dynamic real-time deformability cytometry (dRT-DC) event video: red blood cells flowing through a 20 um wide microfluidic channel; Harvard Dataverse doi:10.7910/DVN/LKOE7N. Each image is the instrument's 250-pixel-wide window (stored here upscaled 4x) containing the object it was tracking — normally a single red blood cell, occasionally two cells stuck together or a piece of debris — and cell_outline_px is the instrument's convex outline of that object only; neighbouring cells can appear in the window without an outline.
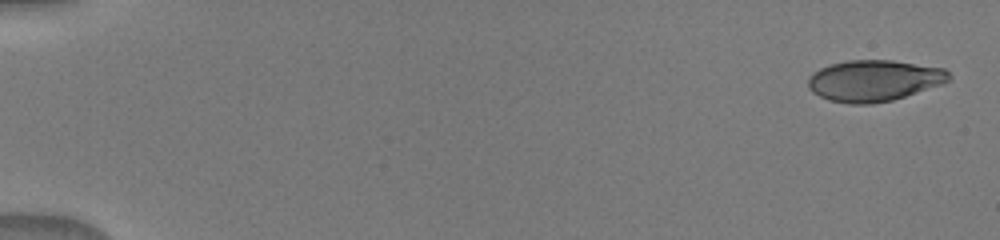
{"species": "human", "species_latin": "Homo sapiens", "temperature_condition": "warm", "stored_images_in_passage": 46, "camera_frame_rate_fps": 3000, "um_per_image_px": 0.085, "donor": {"sex": "male"}, "frame": {"image": 1, "passage_image": 1, "time_ms": 0.0, "image_size_px": [1000, 240], "cell_outline_px": [[952, 80], [944, 84], [892, 100], [872, 104], [848, 104], [828, 100], [812, 92], [808, 88], [808, 76], [812, 72], [820, 68], [832, 64], [848, 60], [892, 60], [944, 68], [952, 76]], "centroid_in_image_um": [74.3, 6.86], "position_along_channel_um": 10.7, "area_um2": 34.16}}
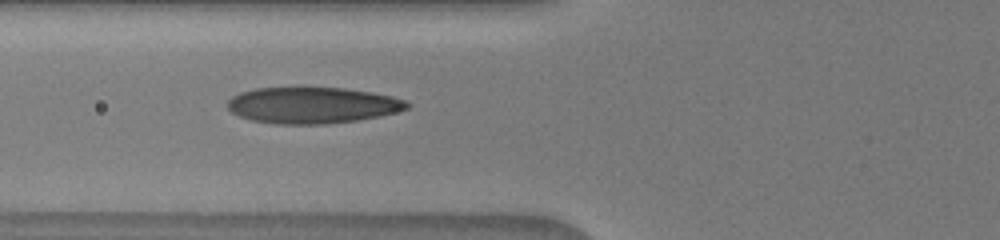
{"frame": {"image": 2, "passage_image": 19, "time_ms": 6.333, "image_size_px": [1000, 240], "cell_outline_px": [[412, 104], [408, 108], [380, 116], [356, 120], [324, 124], [276, 124], [252, 120], [240, 116], [232, 112], [228, 108], [228, 100], [232, 96], [240, 92], [256, 88], [344, 88], [372, 92], [392, 96], [404, 100]], "centroid_in_image_um": [26.55, 8.94], "position_along_channel_um": 99.2, "area_um2": 37.74}}
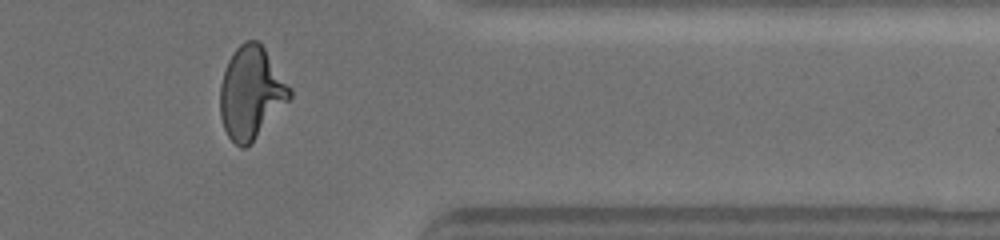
{"frame": {"image": 3, "passage_image": 39, "time_ms": 13.667, "image_size_px": [1000, 240], "cell_outline_px": [[292, 96], [256, 136], [244, 148], [240, 148], [228, 136], [224, 128], [220, 116], [220, 84], [228, 60], [232, 52], [244, 40], [256, 40], [264, 48], [292, 88]], "centroid_in_image_um": [21.32, 7.85], "position_along_channel_um": 390.1, "area_um2": 36.88}}